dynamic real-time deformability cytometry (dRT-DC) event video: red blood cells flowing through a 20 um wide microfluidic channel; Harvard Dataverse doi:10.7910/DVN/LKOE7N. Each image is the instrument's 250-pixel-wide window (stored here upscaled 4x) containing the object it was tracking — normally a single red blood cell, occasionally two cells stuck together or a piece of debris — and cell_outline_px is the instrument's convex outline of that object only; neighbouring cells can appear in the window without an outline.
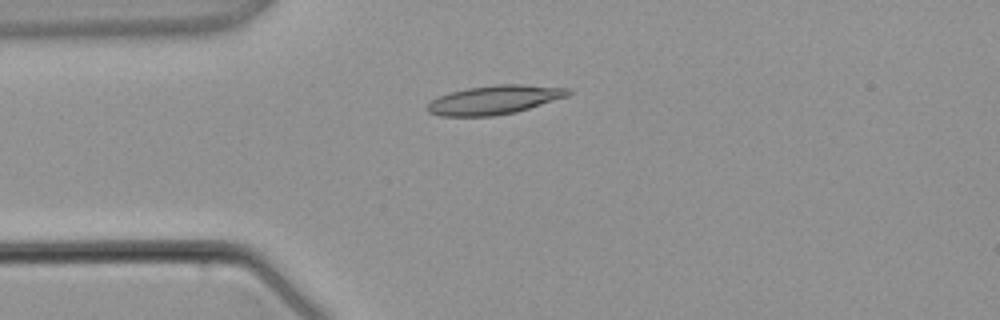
{"species": "common noctule bat (a hibernating species)", "species_latin": "Nyctalus noctula", "temperature_condition": "warm", "stored_images_in_passage": 1, "camera_frame_rate_fps": 3000, "um_per_image_px": 0.085, "animal": {"sex": "male", "body_mass_g": 21.5, "forearm_length_mm": 52.0}, "frame": {"image": 1, "passage_image": 1, "time_ms": 0.0, "image_size_px": [1000, 320], "cell_outline_px": [[572, 92], [568, 96], [516, 112], [496, 116], [440, 116], [428, 112], [428, 104], [432, 100], [448, 92], [468, 88], [496, 84], [524, 84], [572, 88]], "centroid_in_image_um": [42.06, 8.48], "position_along_channel_um": 42.9, "area_um2": 23.81}}